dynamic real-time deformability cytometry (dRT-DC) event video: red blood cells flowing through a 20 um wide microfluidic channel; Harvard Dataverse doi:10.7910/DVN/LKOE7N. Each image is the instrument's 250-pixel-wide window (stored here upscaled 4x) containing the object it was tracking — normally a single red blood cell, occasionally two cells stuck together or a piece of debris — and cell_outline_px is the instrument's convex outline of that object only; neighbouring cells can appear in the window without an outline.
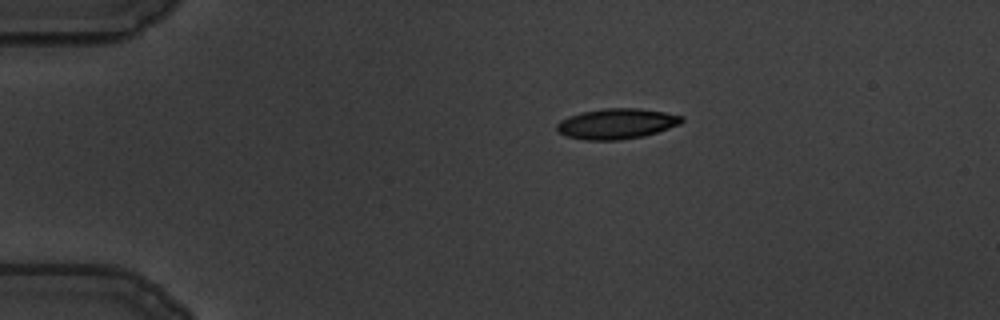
{"species": "common noctule bat (a hibernating species)", "species_latin": "Nyctalus noctula", "temperature_condition": "warm", "stored_images_in_passage": 48, "camera_frame_rate_fps": 3000, "um_per_image_px": 0.085, "animal": {"sex": "male", "body_mass_g": 19.5, "forearm_length_mm": 54.6}, "frame": {"image": 1, "passage_image": 1, "time_ms": 0.0, "image_size_px": [1000, 320], "cell_outline_px": [[684, 120], [680, 124], [644, 136], [620, 140], [584, 140], [568, 136], [560, 132], [556, 128], [556, 124], [560, 120], [568, 116], [584, 112], [604, 108], [640, 108], [664, 112], [684, 116]], "centroid_in_image_um": [52.43, 10.51], "position_along_channel_um": 32.6, "area_um2": 22.08}}
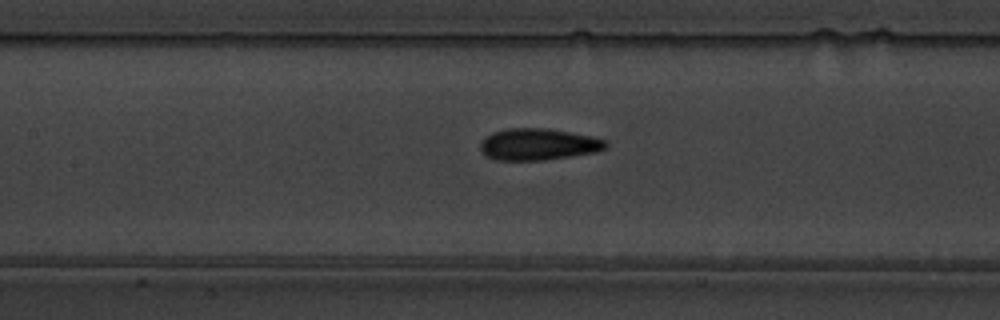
{"frame": {"image": 2, "passage_image": 17, "time_ms": 5.333, "image_size_px": [1000, 320], "cell_outline_px": [[608, 148], [596, 152], [544, 160], [496, 160], [484, 156], [480, 152], [480, 144], [484, 136], [492, 132], [508, 128], [548, 128], [592, 136], [608, 140]], "centroid_in_image_um": [45.74, 12.26], "position_along_channel_um": 161.7, "area_um2": 23.52}}
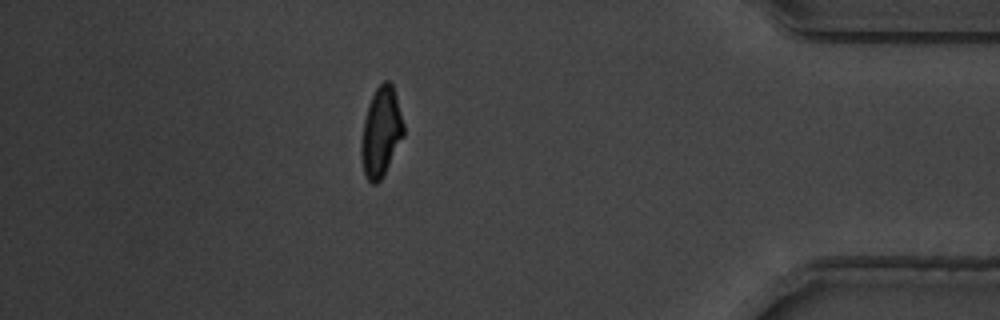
{"frame": {"image": 3, "passage_image": 41, "time_ms": 13.333, "image_size_px": [1000, 320], "cell_outline_px": [[404, 136], [380, 180], [376, 184], [372, 184], [368, 180], [364, 172], [360, 152], [360, 144], [364, 120], [368, 104], [376, 88], [384, 80], [388, 80], [392, 84], [396, 96], [404, 124]], "centroid_in_image_um": [32.38, 11.21], "position_along_channel_um": 402.8, "area_um2": 21.91}, "authors_computed_cell_mechanics": {"area_um2": 22.542, "velocity_mm_per_s": 3.4648, "shape_relaxation_time_tau1_ms": 5.2272, "shape_relaxation_time_tau2_ms": 1.3001, "deformation_change_tau1": 0.1892, "deformation_change_tau2": 0.0842}}